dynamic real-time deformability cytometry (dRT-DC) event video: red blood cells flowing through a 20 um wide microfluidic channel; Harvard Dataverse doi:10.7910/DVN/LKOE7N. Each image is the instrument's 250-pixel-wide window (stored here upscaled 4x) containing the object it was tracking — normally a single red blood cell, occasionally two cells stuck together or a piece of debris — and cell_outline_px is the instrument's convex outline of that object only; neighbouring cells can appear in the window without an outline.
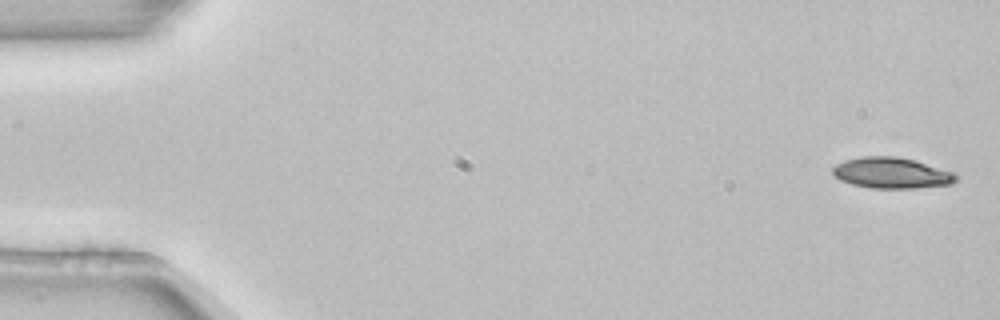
{"species": "common noctule bat (a hibernating species)", "species_latin": "Nyctalus noctula", "temperature_condition": "room temperature", "stored_images_in_passage": 7, "camera_frame_rate_fps": 3000, "um_per_image_px": 0.085, "animal": {"sex": "female", "body_mass_g": 22.7, "forearm_length_mm": 54.2}, "frame": {"image": 1, "passage_image": 1, "time_ms": 0.0, "image_size_px": [1000, 320], "cell_outline_px": [[956, 180], [952, 184], [916, 188], [872, 188], [852, 184], [840, 180], [832, 172], [832, 168], [836, 164], [844, 160], [860, 156], [896, 156], [916, 160], [956, 172]], "centroid_in_image_um": [75.8, 14.69], "position_along_channel_um": 9.2, "area_um2": 22.43}}